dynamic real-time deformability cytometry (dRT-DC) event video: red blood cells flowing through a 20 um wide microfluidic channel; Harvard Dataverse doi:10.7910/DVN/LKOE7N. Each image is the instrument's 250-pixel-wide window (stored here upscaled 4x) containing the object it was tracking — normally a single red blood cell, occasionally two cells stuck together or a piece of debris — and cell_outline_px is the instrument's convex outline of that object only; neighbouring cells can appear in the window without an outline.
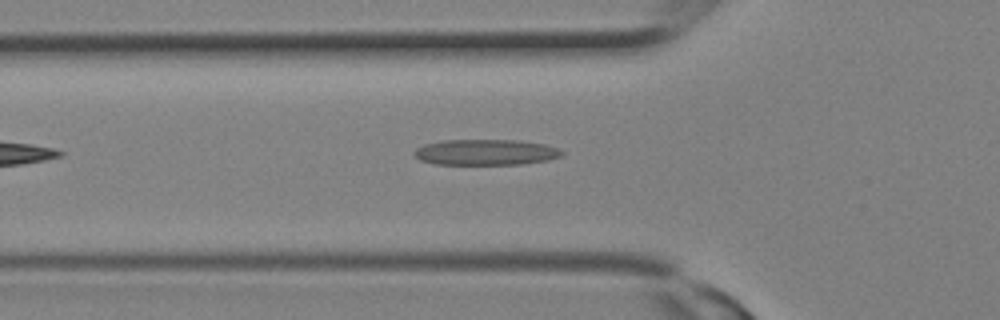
{"species": "Egyptian fruit bat (a non-hibernating species)", "species_latin": "Rousettus aegyptiacus", "temperature_condition": "room temperature", "stored_images_in_passage": 19, "camera_frame_rate_fps": 3000, "um_per_image_px": 0.085, "animal": {"sex": "female"}, "frame": {"image": 1, "passage_image": 2, "time_ms": 0.333, "image_size_px": [1000, 320], "cell_outline_px": [[564, 152], [560, 156], [548, 160], [520, 164], [436, 164], [420, 160], [412, 152], [416, 148], [424, 144], [444, 140], [516, 140], [544, 144], [556, 148]], "centroid_in_image_um": [41.25, 12.94], "position_along_channel_um": 84.6, "area_um2": 22.02}}
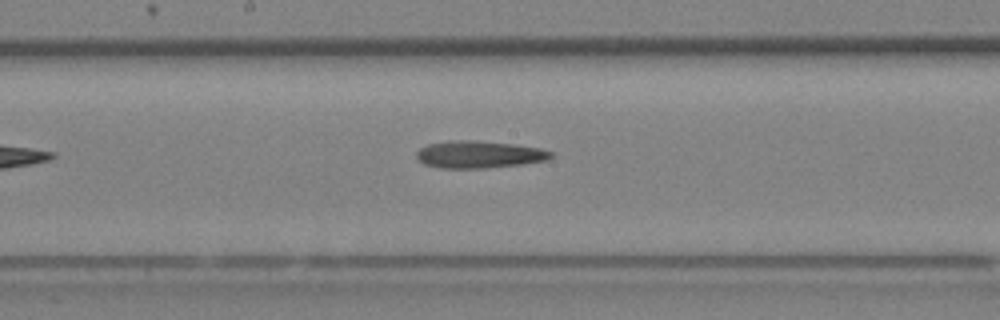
{"frame": {"image": 2, "passage_image": 7, "time_ms": 2.0, "image_size_px": [1000, 320], "cell_outline_px": [[552, 156], [548, 160], [520, 164], [484, 168], [440, 168], [424, 164], [416, 160], [416, 152], [420, 148], [428, 144], [452, 140], [472, 140], [512, 144], [540, 148], [552, 152]], "centroid_in_image_um": [40.67, 13.13], "position_along_channel_um": 207.5, "area_um2": 21.27}}
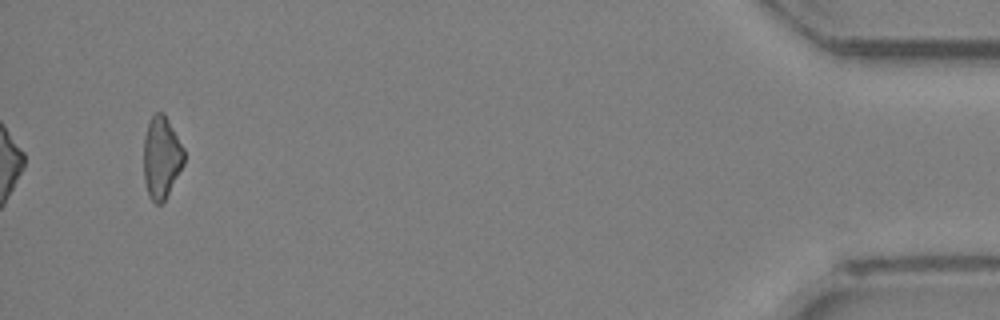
{"frame": {"image": 3, "passage_image": 19, "time_ms": 6.0, "image_size_px": [1000, 320], "cell_outline_px": [[184, 164], [164, 200], [160, 204], [156, 204], [148, 196], [144, 180], [144, 136], [148, 120], [156, 112], [164, 112], [184, 148]], "centroid_in_image_um": [13.71, 13.35], "position_along_channel_um": 421.5, "area_um2": 19.36}}